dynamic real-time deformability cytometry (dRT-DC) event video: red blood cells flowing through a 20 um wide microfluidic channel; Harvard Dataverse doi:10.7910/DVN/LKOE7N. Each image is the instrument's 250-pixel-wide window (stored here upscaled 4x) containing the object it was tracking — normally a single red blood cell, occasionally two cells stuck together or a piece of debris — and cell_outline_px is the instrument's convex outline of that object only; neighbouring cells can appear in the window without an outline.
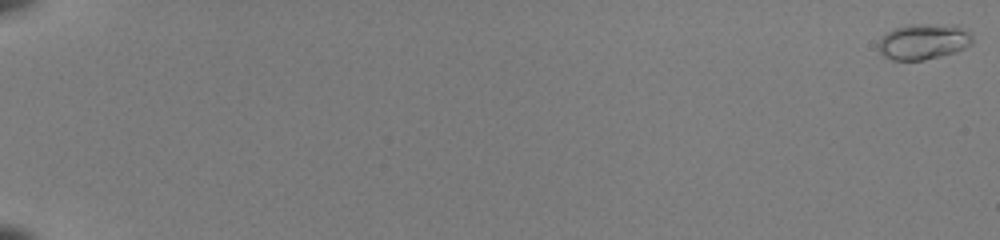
{"species": "common noctule bat (a hibernating species)", "species_latin": "Nyctalus noctula", "temperature_condition": "room temperature", "stored_images_in_passage": 54, "camera_frame_rate_fps": 3000, "um_per_image_px": 0.085, "animal": {"sex": "female", "body_mass_g": 22.0, "forearm_length_mm": 56.7}, "frame": {"image": 1, "passage_image": 1, "time_ms": 0.0, "image_size_px": [1000, 240], "cell_outline_px": [[972, 44], [956, 52], [924, 60], [892, 60], [884, 56], [880, 52], [880, 36], [884, 32], [904, 24], [956, 24], [968, 32], [972, 36]], "centroid_in_image_um": [78.49, 3.51], "position_along_channel_um": 6.5, "area_um2": 19.83}}
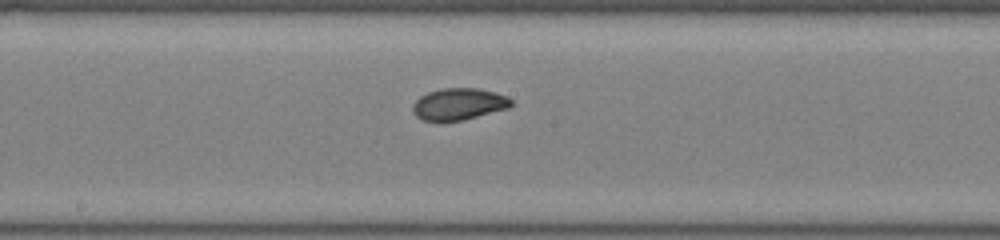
{"frame": {"image": 2, "passage_image": 33, "time_ms": 10.667, "image_size_px": [1000, 240], "cell_outline_px": [[512, 104], [508, 108], [464, 120], [420, 120], [412, 112], [412, 104], [420, 96], [428, 92], [440, 88], [480, 88], [496, 92], [508, 96], [512, 100]], "centroid_in_image_um": [39.0, 8.83], "position_along_channel_um": 209.2, "area_um2": 18.32}}
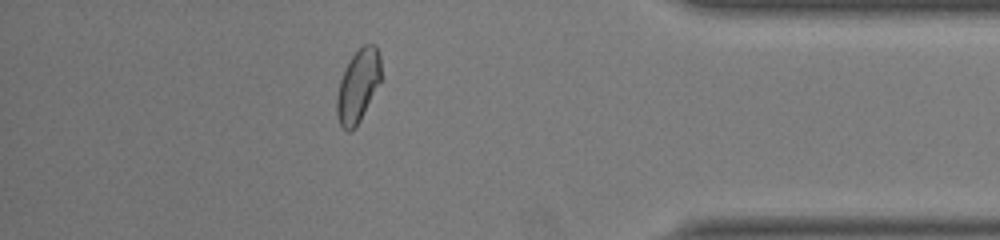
{"frame": {"image": 3, "passage_image": 49, "time_ms": 16.0, "image_size_px": [1000, 240], "cell_outline_px": [[380, 80], [356, 128], [348, 132], [340, 128], [336, 116], [336, 96], [340, 80], [344, 68], [352, 56], [364, 44], [376, 44], [380, 56]], "centroid_in_image_um": [30.39, 7.33], "position_along_channel_um": 404.8, "area_um2": 18.73}, "authors_computed_cell_mechanics": {"area_um2": 18.3515, "velocity_mm_per_s": 4.0779, "shape_relaxation_time_tau1_ms": 3.5054, "shape_relaxation_time_tau2_ms": 1.1677, "deformation_change_tau1": 0.1157, "deformation_change_tau2": 0.0433}}